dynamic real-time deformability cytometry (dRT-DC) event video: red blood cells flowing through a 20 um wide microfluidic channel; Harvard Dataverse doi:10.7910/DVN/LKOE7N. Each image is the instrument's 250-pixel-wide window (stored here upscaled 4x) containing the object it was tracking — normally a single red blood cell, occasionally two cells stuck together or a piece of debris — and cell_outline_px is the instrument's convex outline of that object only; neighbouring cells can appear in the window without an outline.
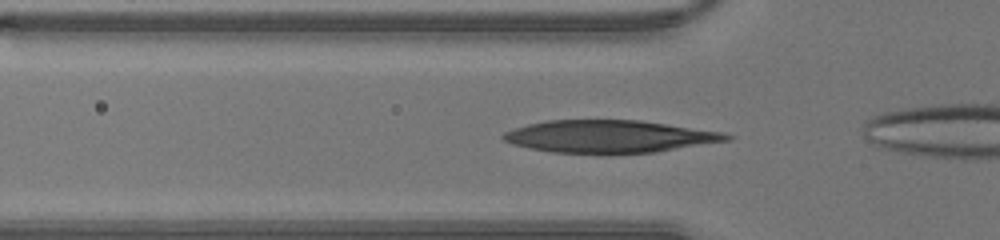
{"species": "human", "species_latin": "Homo sapiens", "temperature_condition": "warm", "stored_images_in_passage": 24, "camera_frame_rate_fps": 3000, "um_per_image_px": 0.085, "donor": {"sex": "male"}, "frame": {"image": 1, "passage_image": 2, "time_ms": 0.333, "image_size_px": [1000, 240], "cell_outline_px": [[732, 140], [656, 152], [608, 156], [552, 152], [512, 144], [504, 140], [500, 136], [504, 132], [528, 124], [548, 120], [640, 120], [720, 132], [732, 136]], "centroid_in_image_um": [51.78, 11.63], "position_along_channel_um": 74.0, "area_um2": 42.95}}
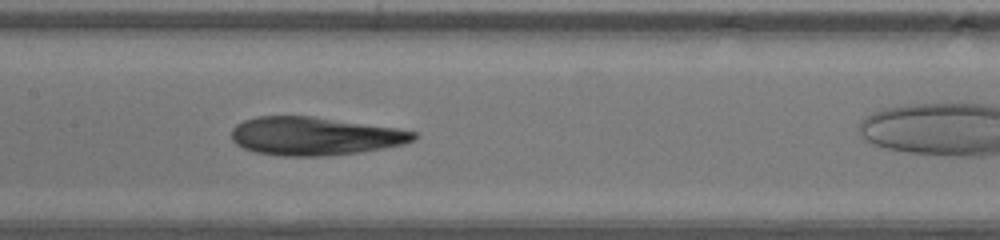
{"frame": {"image": 2, "passage_image": 9, "time_ms": 2.667, "image_size_px": [1000, 240], "cell_outline_px": [[416, 140], [404, 144], [384, 148], [360, 152], [324, 156], [284, 156], [256, 152], [244, 148], [236, 144], [232, 140], [232, 128], [236, 124], [244, 120], [256, 116], [312, 116], [396, 128], [416, 132]], "centroid_in_image_um": [26.74, 11.57], "position_along_channel_um": 180.7, "area_um2": 40.58}}
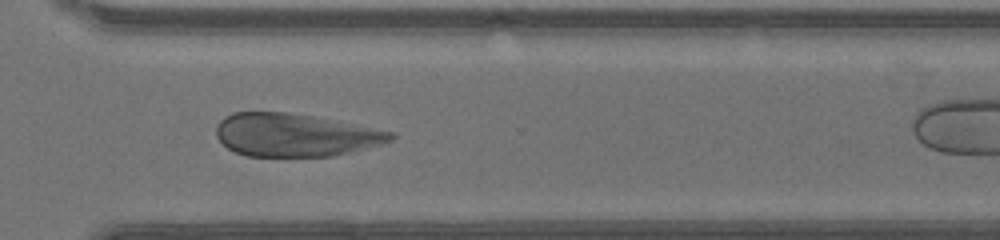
{"frame": {"image": 3, "passage_image": 20, "time_ms": 6.333, "image_size_px": [1000, 240], "cell_outline_px": [[396, 136], [392, 140], [380, 144], [332, 156], [248, 156], [236, 152], [228, 148], [216, 136], [216, 128], [220, 120], [224, 116], [232, 112], [284, 112], [312, 116], [396, 132]], "centroid_in_image_um": [25.06, 11.47], "position_along_channel_um": 345.5, "area_um2": 43.35}}